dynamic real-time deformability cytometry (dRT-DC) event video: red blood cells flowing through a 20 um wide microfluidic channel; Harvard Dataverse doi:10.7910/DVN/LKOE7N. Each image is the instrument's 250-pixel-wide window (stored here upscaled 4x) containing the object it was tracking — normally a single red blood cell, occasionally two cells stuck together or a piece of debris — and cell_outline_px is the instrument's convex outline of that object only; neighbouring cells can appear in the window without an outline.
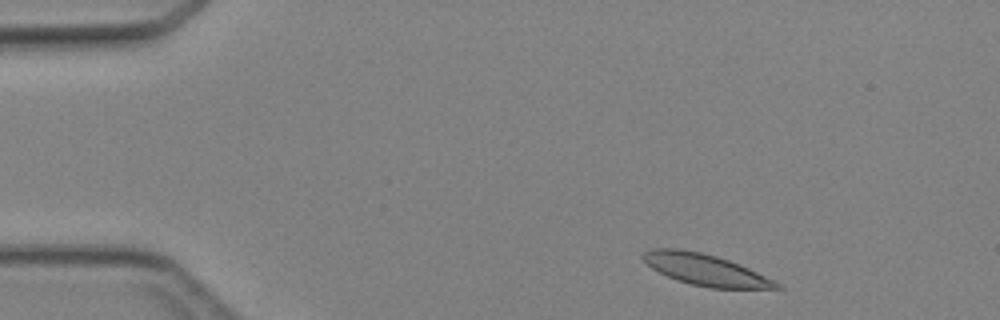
{"species": "Egyptian fruit bat (a non-hibernating species)", "species_latin": "Rousettus aegyptiacus", "temperature_condition": "cold", "stored_images_in_passage": 41, "camera_frame_rate_fps": 3000, "um_per_image_px": 0.085, "animal": {"sex": "female"}, "frame": {"image": 1, "passage_image": 1, "time_ms": 0.0, "image_size_px": [1000, 320], "cell_outline_px": [[784, 288], [708, 288], [676, 280], [652, 268], [640, 256], [644, 252], [652, 248], [680, 248], [700, 252], [716, 256], [728, 260], [748, 268], [780, 284]], "centroid_in_image_um": [59.91, 22.92], "position_along_channel_um": 25.1, "area_um2": 23.99}}
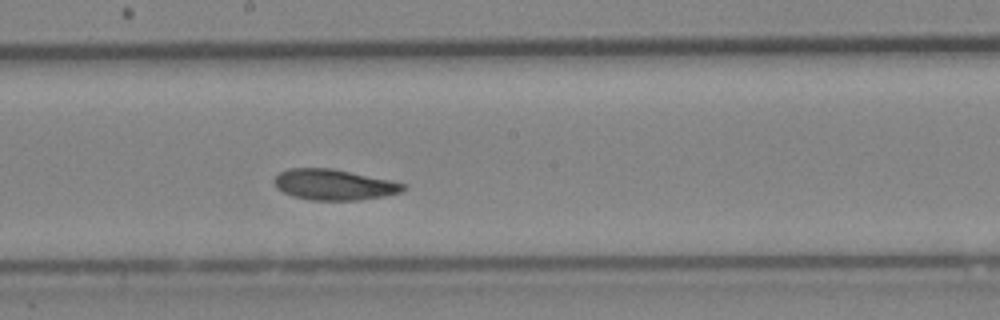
{"frame": {"image": 2, "passage_image": 20, "time_ms": 6.333, "image_size_px": [1000, 320], "cell_outline_px": [[408, 188], [400, 192], [384, 196], [360, 200], [312, 200], [292, 196], [276, 188], [272, 180], [280, 172], [288, 168], [332, 168], [392, 180], [408, 184]], "centroid_in_image_um": [28.41, 15.69], "position_along_channel_um": 219.8, "area_um2": 23.35}}
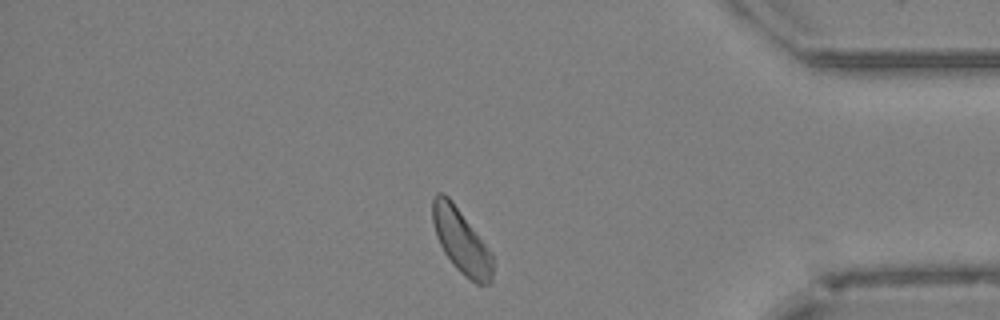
{"frame": {"image": 3, "passage_image": 34, "time_ms": 11.0, "image_size_px": [1000, 320], "cell_outline_px": [[492, 280], [488, 284], [476, 284], [468, 280], [452, 264], [444, 252], [436, 236], [432, 220], [432, 200], [436, 192], [444, 192], [452, 200], [492, 252]], "centroid_in_image_um": [39.19, 20.48], "position_along_channel_um": 396.0, "area_um2": 22.72}}